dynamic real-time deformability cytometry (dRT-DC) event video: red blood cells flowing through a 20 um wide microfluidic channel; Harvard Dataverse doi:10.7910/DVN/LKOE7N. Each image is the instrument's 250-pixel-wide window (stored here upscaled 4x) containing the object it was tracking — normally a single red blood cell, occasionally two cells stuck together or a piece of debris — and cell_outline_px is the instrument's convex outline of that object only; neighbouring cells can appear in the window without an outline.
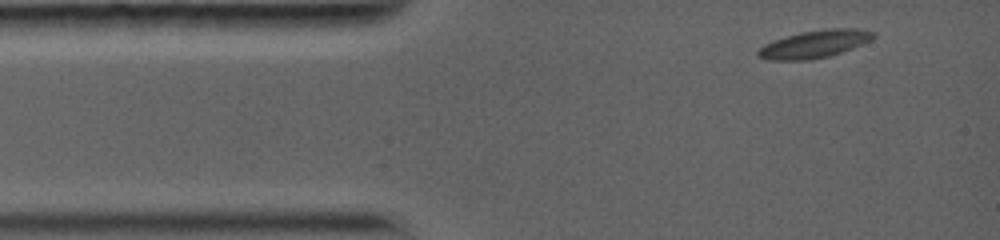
{"species": "common noctule bat (a hibernating species)", "species_latin": "Nyctalus noctula", "temperature_condition": "warm", "stored_images_in_passage": 6, "camera_frame_rate_fps": 5000, "um_per_image_px": 0.085, "animal": {"sex": "female", "body_mass_g": 19.0, "forearm_length_mm": 56.7}, "frame": {"image": 1, "passage_image": 1, "time_ms": 0.0, "image_size_px": [1000, 240], "cell_outline_px": [[876, 36], [852, 48], [828, 56], [808, 60], [768, 60], [756, 56], [756, 52], [764, 44], [772, 40], [800, 32], [828, 28], [856, 28], [876, 32]], "centroid_in_image_um": [69.18, 3.74], "position_along_channel_um": 15.8, "area_um2": 18.5}}
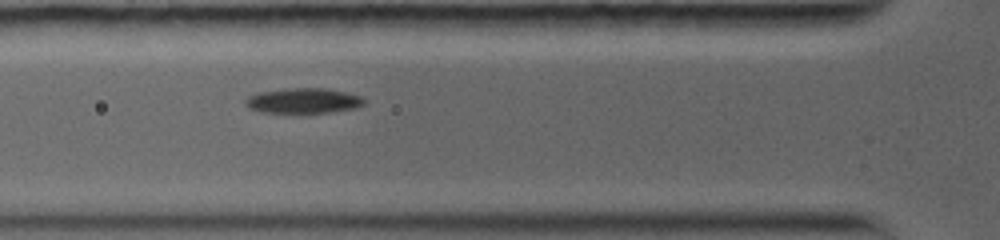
{"frame": {"image": 2, "passage_image": 5, "time_ms": 3.4, "image_size_px": [1000, 240], "cell_outline_px": [[364, 104], [356, 108], [332, 112], [260, 112], [248, 108], [244, 104], [244, 100], [248, 96], [260, 92], [288, 88], [324, 88], [344, 92], [360, 96], [364, 100]], "centroid_in_image_um": [25.75, 8.56], "position_along_channel_um": 100.1, "area_um2": 17.28}}
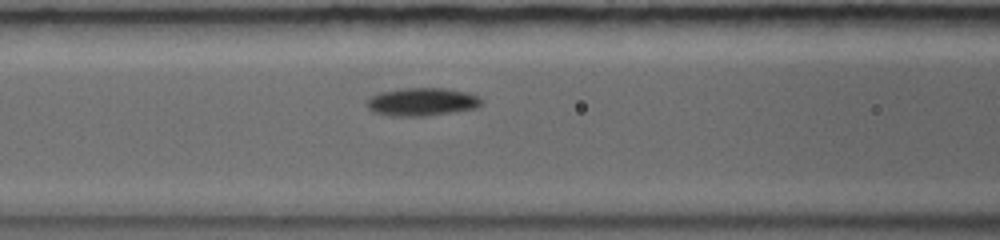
{"frame": {"image": 3, "passage_image": 6, "time_ms": 4.2, "image_size_px": [1000, 240], "cell_outline_px": [[484, 100], [476, 108], [456, 112], [428, 116], [388, 116], [372, 112], [368, 108], [368, 100], [372, 96], [380, 92], [400, 88], [448, 88], [468, 92]], "centroid_in_image_um": [35.88, 8.66], "position_along_channel_um": 130.7, "area_um2": 18.96}}